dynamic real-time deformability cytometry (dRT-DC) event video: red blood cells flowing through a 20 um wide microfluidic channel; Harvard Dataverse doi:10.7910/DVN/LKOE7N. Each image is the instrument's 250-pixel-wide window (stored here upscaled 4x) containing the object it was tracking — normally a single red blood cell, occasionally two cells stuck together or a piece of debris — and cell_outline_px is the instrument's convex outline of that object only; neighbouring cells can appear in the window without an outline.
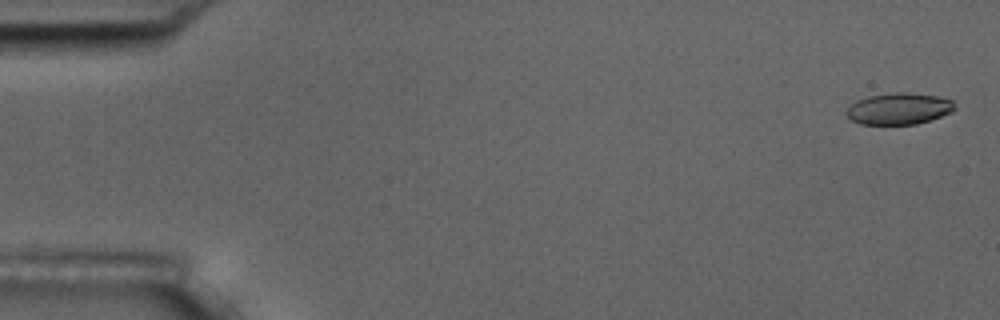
{"species": "common noctule bat (a hibernating species)", "species_latin": "Nyctalus noctula", "temperature_condition": "room temperature", "stored_images_in_passage": 15, "camera_frame_rate_fps": 3000, "um_per_image_px": 0.085, "animal": {"sex": "male", "body_mass_g": 17.5, "forearm_length_mm": 52.3}, "frame": {"image": 1, "passage_image": 1, "time_ms": 0.0, "image_size_px": [1000, 320], "cell_outline_px": [[956, 108], [952, 112], [916, 124], [860, 124], [852, 120], [844, 112], [856, 100], [868, 96], [896, 92], [900, 92], [936, 96], [952, 100]], "centroid_in_image_um": [76.39, 9.24], "position_along_channel_um": 8.6, "area_um2": 19.65}}
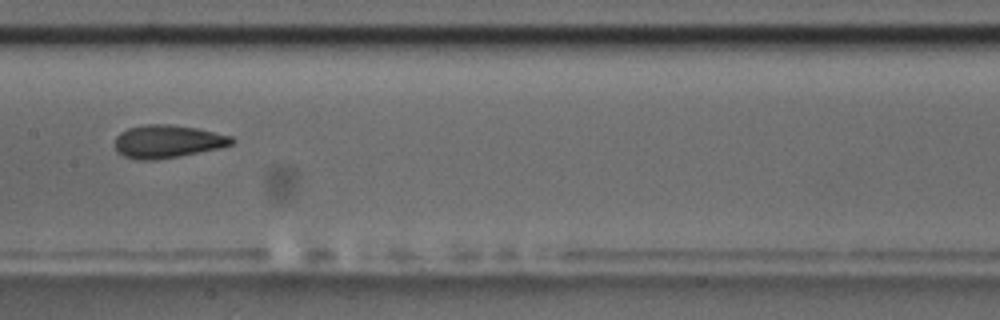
{"frame": {"image": 2, "passage_image": 8, "time_ms": 2.333, "image_size_px": [1000, 320], "cell_outline_px": [[236, 140], [232, 144], [220, 148], [180, 156], [156, 160], [136, 160], [124, 156], [116, 152], [116, 136], [120, 132], [128, 128], [144, 124], [168, 124], [196, 128], [232, 136]], "centroid_in_image_um": [14.23, 12.03], "position_along_channel_um": 193.2, "area_um2": 22.54}}
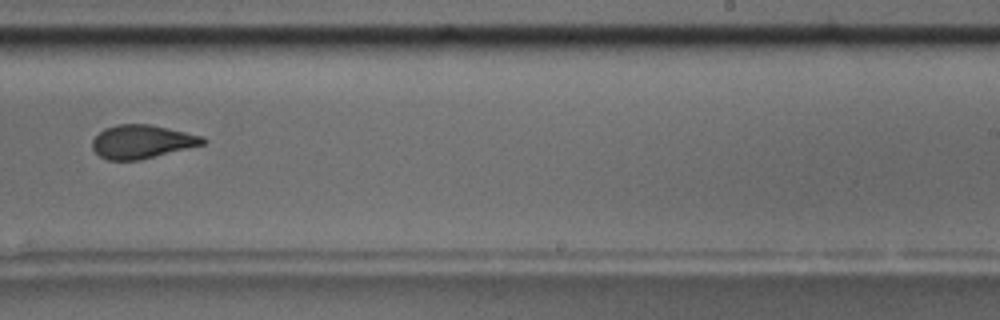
{"frame": {"image": 3, "passage_image": 10, "time_ms": 3.0, "image_size_px": [1000, 320], "cell_outline_px": [[208, 140], [204, 144], [140, 160], [108, 160], [100, 156], [92, 148], [92, 140], [104, 128], [116, 124], [148, 124], [168, 128], [204, 136]], "centroid_in_image_um": [12.07, 12.04], "position_along_channel_um": 276.9, "area_um2": 21.56}}